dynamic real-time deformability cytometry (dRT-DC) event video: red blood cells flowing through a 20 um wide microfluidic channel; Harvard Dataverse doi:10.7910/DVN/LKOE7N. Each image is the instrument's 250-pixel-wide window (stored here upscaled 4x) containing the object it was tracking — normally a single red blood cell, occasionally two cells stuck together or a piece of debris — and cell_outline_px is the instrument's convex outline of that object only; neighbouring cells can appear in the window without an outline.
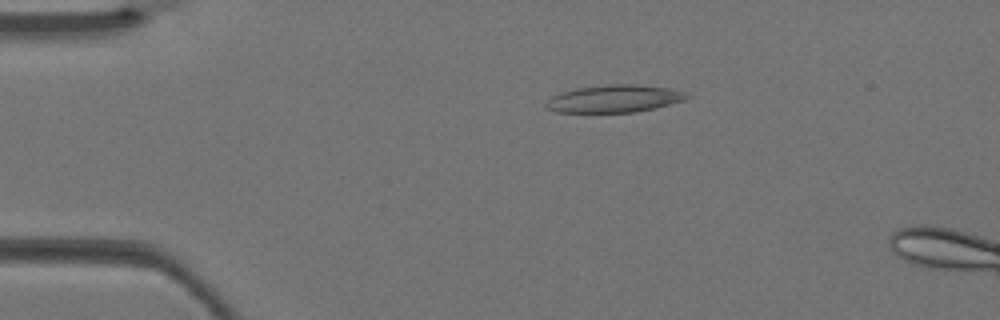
{"species": "Egyptian fruit bat (a non-hibernating species)", "species_latin": "Rousettus aegyptiacus", "temperature_condition": "warm", "stored_images_in_passage": 2, "camera_frame_rate_fps": 3000, "um_per_image_px": 0.085, "animal": {"sex": "female"}, "frame": {"image": 1, "passage_image": 1, "time_ms": 0.0, "image_size_px": [1000, 320], "cell_outline_px": [[692, 96], [684, 100], [636, 112], [556, 112], [548, 108], [544, 104], [552, 96], [560, 92], [576, 88], [608, 84], [636, 84], [668, 88], [684, 92]], "centroid_in_image_um": [52.19, 8.38], "position_along_channel_um": 32.8, "area_um2": 22.37}}